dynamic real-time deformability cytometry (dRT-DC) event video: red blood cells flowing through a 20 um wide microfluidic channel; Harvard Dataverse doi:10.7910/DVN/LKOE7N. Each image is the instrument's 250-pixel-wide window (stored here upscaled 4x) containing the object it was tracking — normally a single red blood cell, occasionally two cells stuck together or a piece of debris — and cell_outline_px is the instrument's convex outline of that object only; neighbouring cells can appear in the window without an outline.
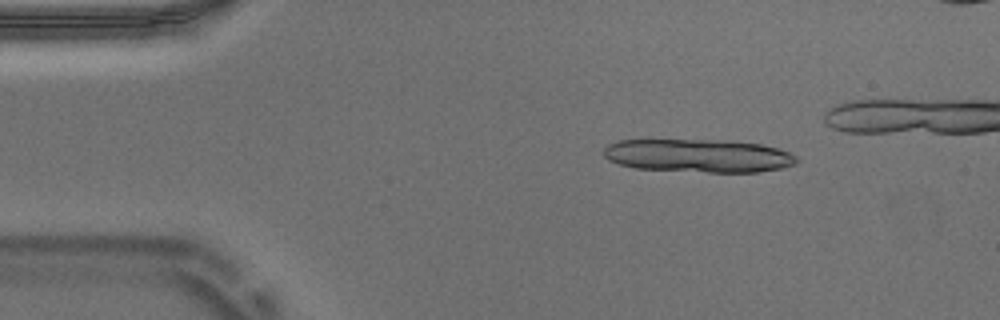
{"species": "Egyptian fruit bat (a non-hibernating species)", "species_latin": "Rousettus aegyptiacus", "temperature_condition": "warm", "stored_images_in_passage": 14, "camera_frame_rate_fps": 3000, "um_per_image_px": 0.085, "animal": {"sex": "male"}, "frame": {"image": 1, "passage_image": 7, "time_ms": 2.0, "image_size_px": [1000, 320], "cell_outline_px": [[800, 160], [796, 164], [780, 168], [756, 172], [708, 172], [636, 168], [620, 164], [608, 160], [604, 156], [604, 148], [608, 144], [616, 140], [732, 140], [760, 144], [776, 148], [788, 152], [796, 156]], "centroid_in_image_um": [59.37, 13.23], "position_along_channel_um": 25.6, "area_um2": 37.4}}